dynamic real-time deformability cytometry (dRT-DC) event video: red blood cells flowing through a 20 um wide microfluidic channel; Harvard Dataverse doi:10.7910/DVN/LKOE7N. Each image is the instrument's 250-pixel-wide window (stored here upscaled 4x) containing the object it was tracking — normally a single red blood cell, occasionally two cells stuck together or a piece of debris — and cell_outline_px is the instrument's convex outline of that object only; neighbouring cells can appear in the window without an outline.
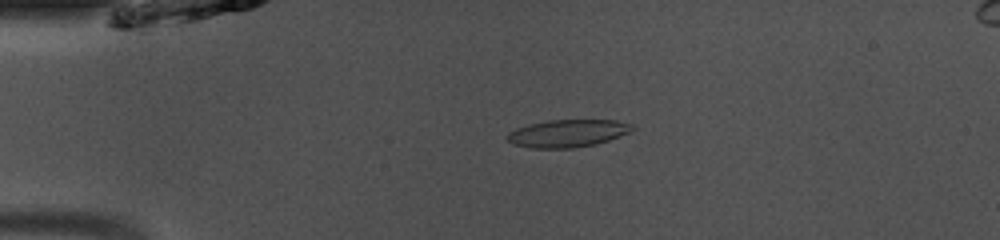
{"species": "common noctule bat (a hibernating species)", "species_latin": "Nyctalus noctula", "temperature_condition": "room temperature", "stored_images_in_passage": 42, "camera_frame_rate_fps": 3000, "um_per_image_px": 0.085, "animal": {"sex": "male", "body_mass_g": 13.0, "forearm_length_mm": 53.1}, "frame": {"image": 1, "passage_image": 4, "time_ms": 1.0, "image_size_px": [1000, 240], "cell_outline_px": [[636, 128], [620, 136], [596, 144], [572, 148], [532, 148], [512, 144], [508, 140], [508, 132], [516, 128], [528, 124], [548, 120], [616, 120], [632, 124]], "centroid_in_image_um": [48.25, 11.33], "position_along_channel_um": 36.8, "area_um2": 20.06}}
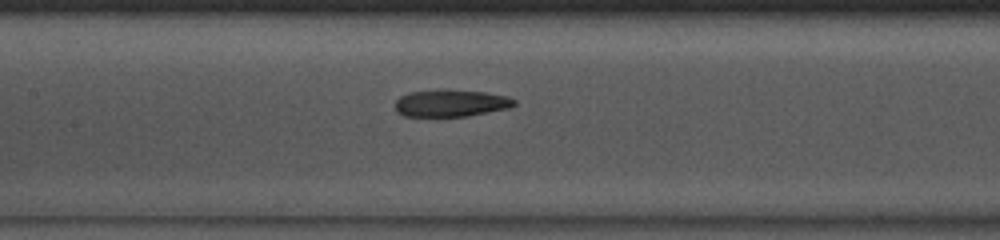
{"frame": {"image": 2, "passage_image": 16, "time_ms": 5.0, "image_size_px": [1000, 240], "cell_outline_px": [[516, 104], [508, 108], [468, 116], [404, 116], [396, 112], [396, 100], [400, 96], [408, 92], [440, 88], [444, 88], [484, 92], [508, 96], [516, 100]], "centroid_in_image_um": [38.31, 8.74], "position_along_channel_um": 169.1, "area_um2": 19.13}}
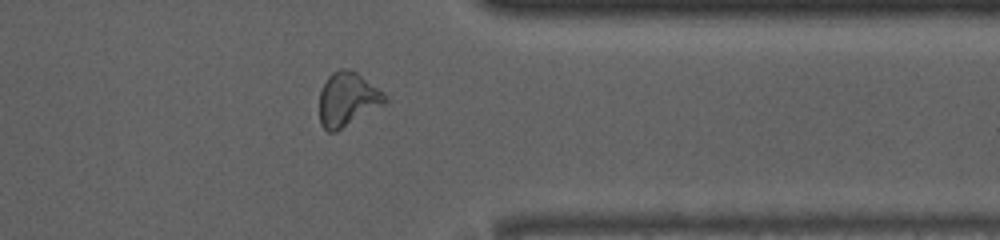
{"frame": {"image": 3, "passage_image": 32, "time_ms": 10.333, "image_size_px": [1000, 240], "cell_outline_px": [[388, 100], [384, 104], [336, 132], [328, 132], [320, 124], [320, 92], [328, 76], [332, 72], [340, 68], [344, 68], [356, 72], [388, 96]], "centroid_in_image_um": [29.53, 8.45], "position_along_channel_um": 381.9, "area_um2": 20.4}, "authors_computed_cell_mechanics": {"area_um2": 19.8832, "velocity_mm_per_s": 4.0878, "shape_relaxation_time_tau1_ms": 8.9238, "shape_relaxation_time_tau2_ms": 3.4721, "deformation_change_tau1": 0.2899, "deformation_change_tau2": 0.1026}}